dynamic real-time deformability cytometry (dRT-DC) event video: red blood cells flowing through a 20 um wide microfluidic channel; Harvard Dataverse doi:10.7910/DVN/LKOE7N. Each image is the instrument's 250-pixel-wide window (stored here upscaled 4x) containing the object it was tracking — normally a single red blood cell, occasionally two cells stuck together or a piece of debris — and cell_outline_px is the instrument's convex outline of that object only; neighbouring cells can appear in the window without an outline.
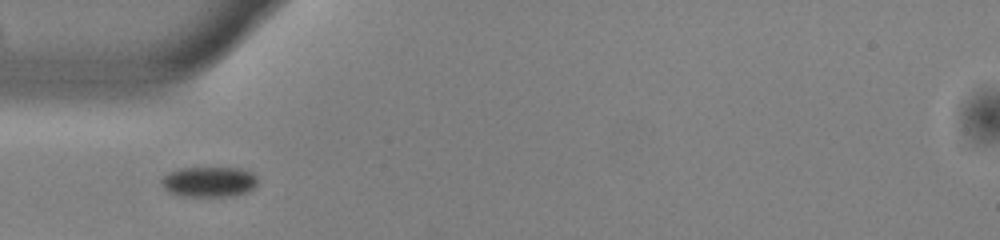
{"species": "common noctule bat (a hibernating species)", "species_latin": "Nyctalus noctula", "temperature_condition": "warm", "stored_images_in_passage": 22, "camera_frame_rate_fps": 3000, "um_per_image_px": 0.085, "animal": {"sex": "male", "body_mass_g": 13.0, "forearm_length_mm": 53.1}, "frame": {"image": 1, "passage_image": 1, "time_ms": 0.0, "image_size_px": [1000, 240], "cell_outline_px": [[256, 184], [248, 192], [236, 196], [180, 196], [168, 192], [160, 184], [160, 180], [164, 176], [180, 168], [240, 168], [252, 172], [256, 176]], "centroid_in_image_um": [17.76, 15.46], "position_along_channel_um": 67.2, "area_um2": 17.05}}
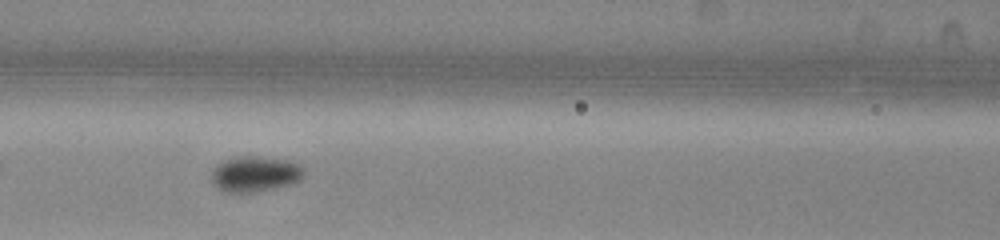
{"frame": {"image": 2, "passage_image": 7, "time_ms": 2.0, "image_size_px": [1000, 240], "cell_outline_px": [[304, 176], [300, 180], [276, 188], [252, 192], [224, 192], [212, 184], [212, 168], [216, 164], [224, 160], [236, 156], [256, 156], [292, 160], [300, 164], [304, 168]], "centroid_in_image_um": [21.68, 14.77], "position_along_channel_um": 144.9, "area_um2": 19.48}}
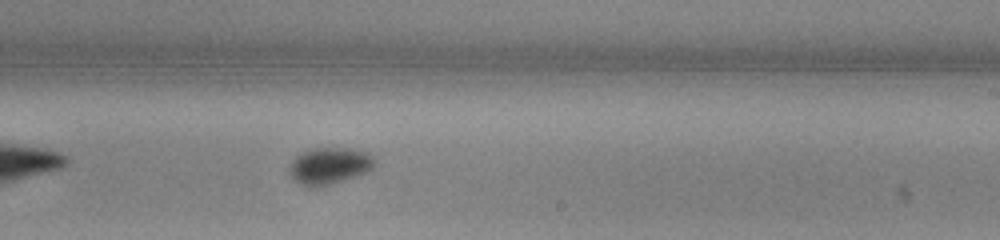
{"frame": {"image": 3, "passage_image": 16, "time_ms": 5.0, "image_size_px": [1000, 240], "cell_outline_px": [[376, 160], [372, 168], [368, 172], [320, 188], [308, 188], [300, 184], [292, 176], [292, 160], [296, 156], [312, 148], [344, 148], [368, 152]], "centroid_in_image_um": [28.04, 14.12], "position_along_channel_um": 261.0, "area_um2": 18.15}}